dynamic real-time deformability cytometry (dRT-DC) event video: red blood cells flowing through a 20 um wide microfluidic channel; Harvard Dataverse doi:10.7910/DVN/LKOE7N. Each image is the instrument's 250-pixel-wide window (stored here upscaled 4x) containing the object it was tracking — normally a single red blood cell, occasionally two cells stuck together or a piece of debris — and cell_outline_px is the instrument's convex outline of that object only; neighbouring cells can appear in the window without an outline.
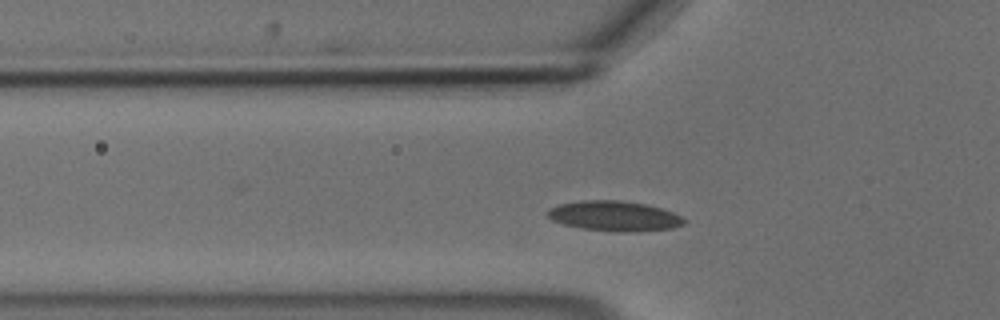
{"species": "common noctule bat (a hibernating species)", "species_latin": "Nyctalus noctula", "temperature_condition": "cold", "stored_images_in_passage": 47, "camera_frame_rate_fps": 3000, "um_per_image_px": 0.085, "animal": {"sex": "male", "body_mass_g": 18.8}, "frame": {"image": 1, "passage_image": 10, "time_ms": 3.0, "image_size_px": [1000, 320], "cell_outline_px": [[688, 220], [684, 224], [672, 228], [636, 232], [624, 232], [580, 228], [564, 224], [552, 220], [548, 216], [548, 208], [560, 204], [580, 200], [620, 200], [644, 204], [660, 208], [672, 212]], "centroid_in_image_um": [52.22, 18.36], "position_along_channel_um": 73.6, "area_um2": 23.87}}
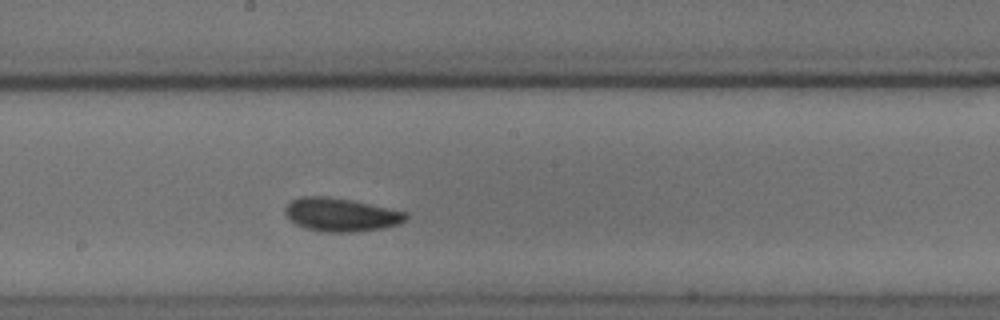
{"frame": {"image": 2, "passage_image": 22, "time_ms": 7.0, "image_size_px": [1000, 320], "cell_outline_px": [[408, 220], [400, 224], [384, 228], [356, 232], [320, 232], [304, 228], [288, 220], [284, 216], [284, 208], [292, 200], [300, 196], [324, 196], [352, 200], [408, 212]], "centroid_in_image_um": [28.97, 18.26], "position_along_channel_um": 219.2, "area_um2": 23.99}}
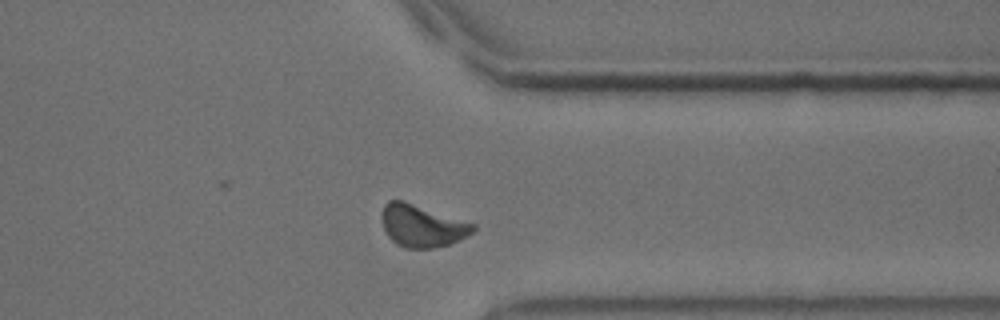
{"frame": {"image": 3, "passage_image": 35, "time_ms": 11.333, "image_size_px": [1000, 320], "cell_outline_px": [[476, 228], [472, 232], [448, 244], [432, 248], [404, 248], [396, 244], [388, 236], [384, 228], [380, 216], [380, 212], [384, 204], [388, 200], [404, 200], [476, 224]], "centroid_in_image_um": [35.82, 19.17], "position_along_channel_um": 375.6, "area_um2": 22.48}, "authors_computed_cell_mechanics": {"area_um2": 22.1374, "velocity_mm_per_s": 3.6487, "shape_relaxation_time_tau1_ms": 4.8114, "shape_relaxation_time_tau2_ms": 6.9471, "deformation_change_tau1": 0.1062, "deformation_change_tau2": 0.0817}}